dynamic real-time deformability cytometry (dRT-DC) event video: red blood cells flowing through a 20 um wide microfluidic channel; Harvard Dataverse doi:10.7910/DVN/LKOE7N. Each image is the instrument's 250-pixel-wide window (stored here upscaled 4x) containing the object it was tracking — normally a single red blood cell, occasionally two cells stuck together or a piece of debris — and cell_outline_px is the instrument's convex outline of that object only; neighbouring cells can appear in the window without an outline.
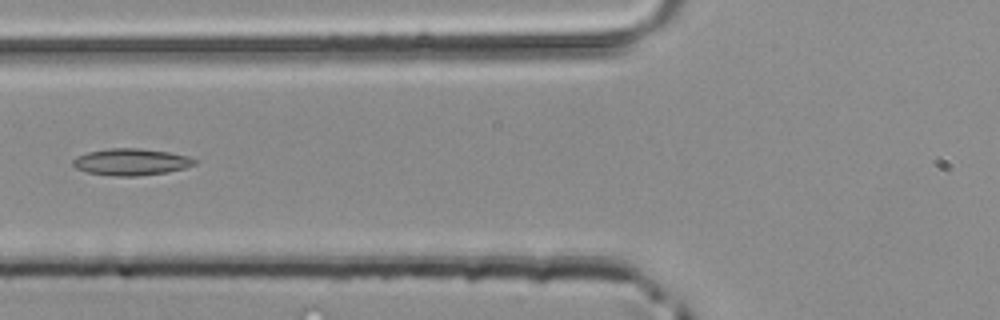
{"species": "common noctule bat (a hibernating species)", "species_latin": "Nyctalus noctula", "temperature_condition": "room temperature", "stored_images_in_passage": 34, "camera_frame_rate_fps": 3000, "um_per_image_px": 0.085, "animal": {"sex": "male", "body_mass_g": 20.4}, "frame": {"image": 1, "passage_image": 18, "time_ms": 5.667, "image_size_px": [1000, 320], "cell_outline_px": [[196, 164], [184, 168], [168, 172], [136, 176], [116, 176], [88, 172], [76, 168], [72, 164], [72, 160], [76, 156], [88, 152], [108, 148], [140, 148], [168, 152], [188, 156], [196, 160]], "centroid_in_image_um": [11.14, 13.76], "position_along_channel_um": 114.7, "area_um2": 18.9}}
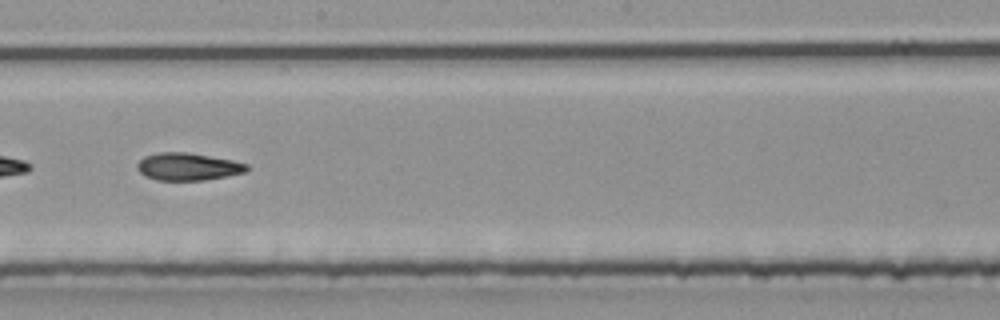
{"frame": {"image": 2, "passage_image": 26, "time_ms": 8.333, "image_size_px": [1000, 320], "cell_outline_px": [[248, 168], [244, 172], [204, 180], [156, 180], [144, 176], [136, 168], [136, 164], [144, 156], [160, 152], [188, 152], [232, 160], [248, 164]], "centroid_in_image_um": [15.92, 14.16], "position_along_channel_um": 232.3, "area_um2": 17.46}}
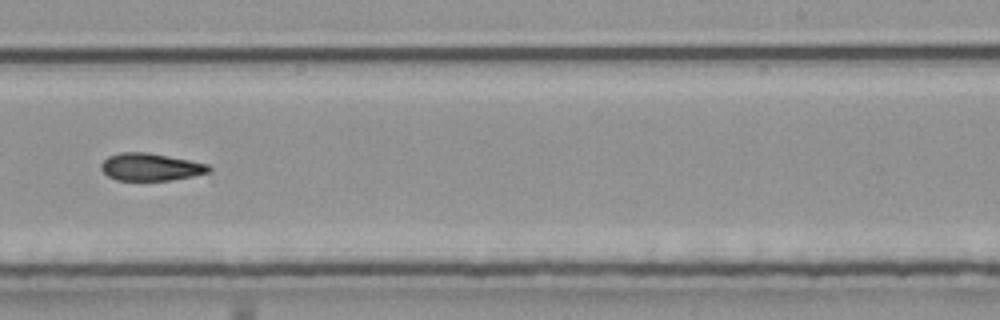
{"frame": {"image": 3, "passage_image": 29, "time_ms": 9.333, "image_size_px": [1000, 320], "cell_outline_px": [[212, 168], [208, 172], [192, 176], [168, 180], [116, 180], [108, 176], [100, 168], [100, 164], [108, 156], [120, 152], [148, 152], [208, 164]], "centroid_in_image_um": [12.76, 14.18], "position_along_channel_um": 276.2, "area_um2": 17.11}}